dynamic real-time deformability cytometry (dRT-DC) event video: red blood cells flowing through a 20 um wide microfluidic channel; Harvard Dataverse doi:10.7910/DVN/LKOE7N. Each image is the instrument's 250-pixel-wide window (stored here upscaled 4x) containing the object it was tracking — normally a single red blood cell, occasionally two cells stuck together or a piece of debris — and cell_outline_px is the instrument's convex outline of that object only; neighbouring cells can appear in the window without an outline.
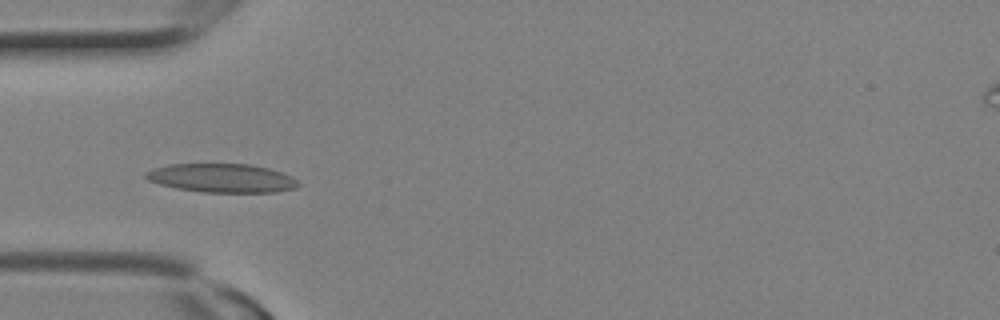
{"species": "Egyptian fruit bat (a non-hibernating species)", "species_latin": "Rousettus aegyptiacus", "temperature_condition": "room temperature", "stored_images_in_passage": 6, "camera_frame_rate_fps": 3000, "um_per_image_px": 0.085, "animal": {"sex": "female"}, "frame": {"image": 1, "passage_image": 5, "time_ms": 1.333, "image_size_px": [1000, 320], "cell_outline_px": [[300, 184], [296, 188], [276, 192], [204, 192], [176, 188], [160, 184], [148, 180], [144, 176], [144, 172], [152, 168], [168, 164], [252, 164], [268, 168], [292, 176]], "centroid_in_image_um": [18.84, 15.13], "position_along_channel_um": 66.2, "area_um2": 25.61}}